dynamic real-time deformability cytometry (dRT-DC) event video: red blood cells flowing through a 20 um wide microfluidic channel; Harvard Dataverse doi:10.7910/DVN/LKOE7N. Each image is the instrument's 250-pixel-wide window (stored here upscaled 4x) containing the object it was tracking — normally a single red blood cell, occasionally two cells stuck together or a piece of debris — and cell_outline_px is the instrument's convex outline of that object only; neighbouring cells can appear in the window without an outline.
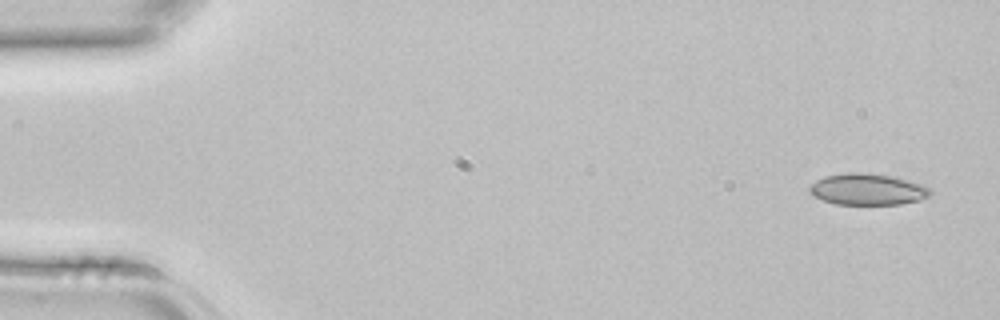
{"species": "common noctule bat (a hibernating species)", "species_latin": "Nyctalus noctula", "temperature_condition": "room temperature", "stored_images_in_passage": 4, "camera_frame_rate_fps": 3000, "um_per_image_px": 0.085, "animal": {"sex": "female", "body_mass_g": 22.7, "forearm_length_mm": 54.2}, "frame": {"image": 1, "passage_image": 1, "time_ms": 0.0, "image_size_px": [1000, 320], "cell_outline_px": [[932, 192], [928, 196], [920, 200], [900, 204], [836, 204], [824, 200], [808, 192], [808, 188], [816, 180], [824, 176], [848, 172], [864, 172], [896, 176], [924, 184]], "centroid_in_image_um": [73.76, 16.07], "position_along_channel_um": 11.2, "area_um2": 22.25}}
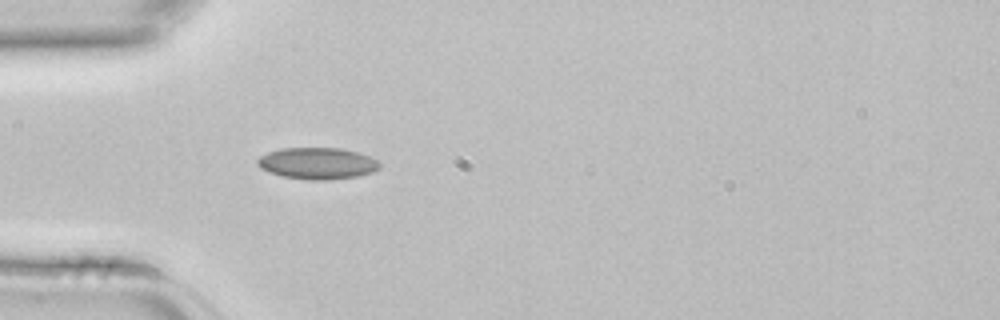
{"frame": {"image": 2, "passage_image": 4, "time_ms": 1.0, "image_size_px": [1000, 320], "cell_outline_px": [[380, 168], [372, 172], [356, 176], [328, 180], [312, 180], [284, 176], [268, 172], [260, 168], [256, 164], [256, 160], [260, 156], [268, 152], [280, 148], [340, 148], [356, 152], [368, 156], [376, 160], [380, 164]], "centroid_in_image_um": [26.94, 13.88], "position_along_channel_um": 58.1, "area_um2": 22.37}}